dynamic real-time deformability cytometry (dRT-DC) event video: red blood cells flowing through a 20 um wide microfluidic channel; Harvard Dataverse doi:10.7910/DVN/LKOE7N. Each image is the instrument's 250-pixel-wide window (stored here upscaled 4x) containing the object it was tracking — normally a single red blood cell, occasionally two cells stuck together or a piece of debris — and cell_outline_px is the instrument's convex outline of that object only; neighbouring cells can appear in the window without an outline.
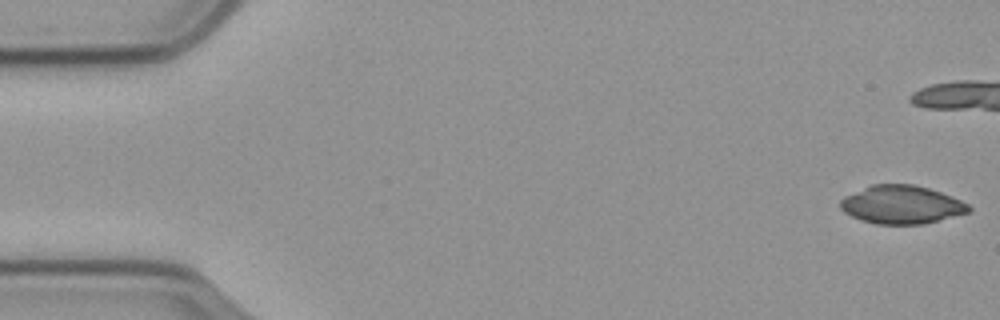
{"species": "common noctule bat (a hibernating species)", "species_latin": "Nyctalus noctula", "temperature_condition": "cold", "stored_images_in_passage": 49, "camera_frame_rate_fps": 3000, "um_per_image_px": 0.085, "animal": {"sex": "male", "body_mass_g": 23.1, "forearm_length_mm": 52.7}, "frame": {"image": 1, "passage_image": 1, "time_ms": 0.0, "image_size_px": [1000, 320], "cell_outline_px": [[972, 208], [968, 212], [920, 224], [876, 224], [860, 220], [844, 212], [840, 208], [840, 200], [844, 196], [872, 184], [912, 184], [928, 188], [952, 196], [968, 204]], "centroid_in_image_um": [76.59, 17.39], "position_along_channel_um": 8.4, "area_um2": 28.38}}